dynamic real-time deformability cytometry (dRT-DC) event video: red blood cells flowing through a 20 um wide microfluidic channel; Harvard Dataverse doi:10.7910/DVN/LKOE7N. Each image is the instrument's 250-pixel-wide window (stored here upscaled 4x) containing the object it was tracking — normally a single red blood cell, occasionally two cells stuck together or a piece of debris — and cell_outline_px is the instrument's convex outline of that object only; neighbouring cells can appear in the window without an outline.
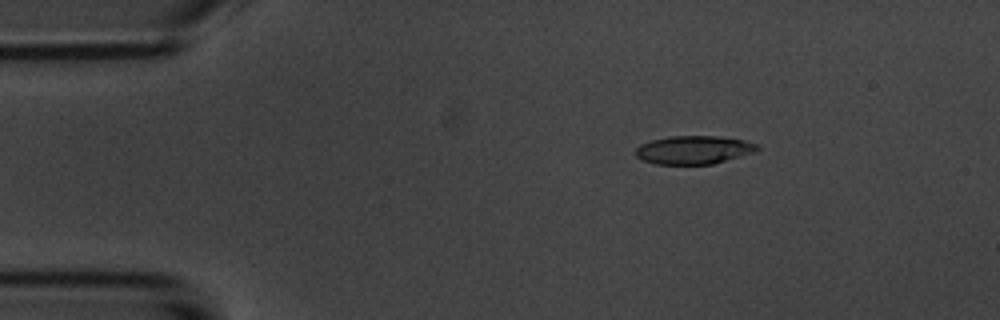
{"species": "common noctule bat (a hibernating species)", "species_latin": "Nyctalus noctula", "temperature_condition": "room temperature", "stored_images_in_passage": 5, "camera_frame_rate_fps": 3000, "um_per_image_px": 0.085, "animal": {"sex": "male", "body_mass_g": 20.1, "forearm_length_mm": 53.5}, "frame": {"image": 1, "passage_image": 3, "time_ms": 2.333, "image_size_px": [1000, 320], "cell_outline_px": [[760, 148], [756, 152], [712, 164], [656, 164], [644, 160], [636, 156], [636, 148], [640, 144], [652, 140], [668, 136], [720, 136], [744, 140], [760, 144]], "centroid_in_image_um": [59.01, 12.73], "position_along_channel_um": 26.0, "area_um2": 20.17}}
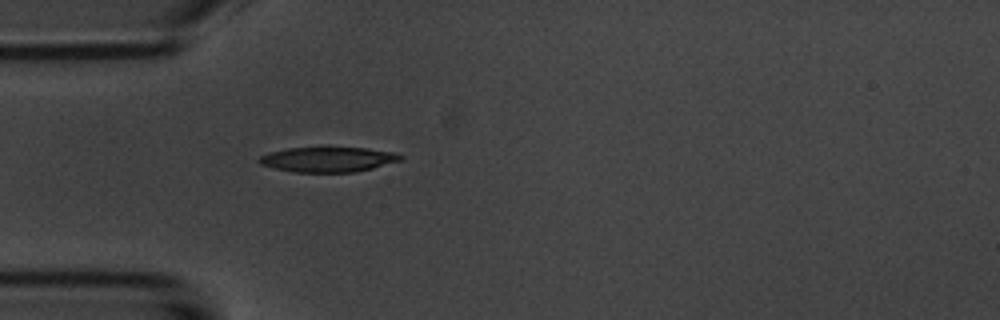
{"frame": {"image": 2, "passage_image": 5, "time_ms": 4.667, "image_size_px": [1000, 320], "cell_outline_px": [[404, 160], [356, 172], [296, 172], [276, 168], [260, 164], [256, 160], [260, 156], [268, 152], [288, 148], [364, 148], [392, 152], [404, 156]], "centroid_in_image_um": [27.89, 13.56], "position_along_channel_um": 57.1, "area_um2": 20.46}}